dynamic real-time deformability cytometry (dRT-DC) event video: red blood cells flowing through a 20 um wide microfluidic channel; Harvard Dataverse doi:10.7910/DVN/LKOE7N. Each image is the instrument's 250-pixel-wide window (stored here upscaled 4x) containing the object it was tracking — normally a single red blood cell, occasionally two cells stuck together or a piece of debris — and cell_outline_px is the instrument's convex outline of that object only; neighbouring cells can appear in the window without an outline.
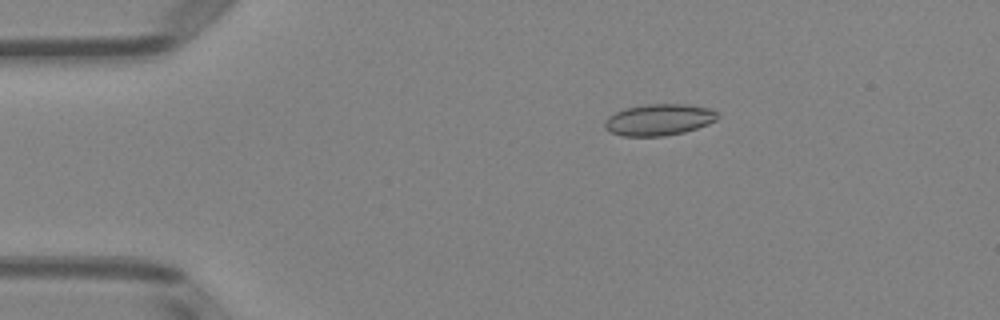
{"species": "Egyptian fruit bat (a non-hibernating species)", "species_latin": "Rousettus aegyptiacus", "temperature_condition": "room temperature", "stored_images_in_passage": 42, "camera_frame_rate_fps": 3000, "um_per_image_px": 0.085, "animal": {"sex": "female"}, "frame": {"image": 1, "passage_image": 1, "time_ms": 0.0, "image_size_px": [1000, 320], "cell_outline_px": [[716, 120], [708, 124], [684, 132], [664, 136], [620, 136], [604, 128], [604, 120], [608, 116], [616, 112], [628, 108], [648, 104], [684, 104], [712, 108], [716, 112]], "centroid_in_image_um": [55.99, 10.18], "position_along_channel_um": 29.0, "area_um2": 20.58}}
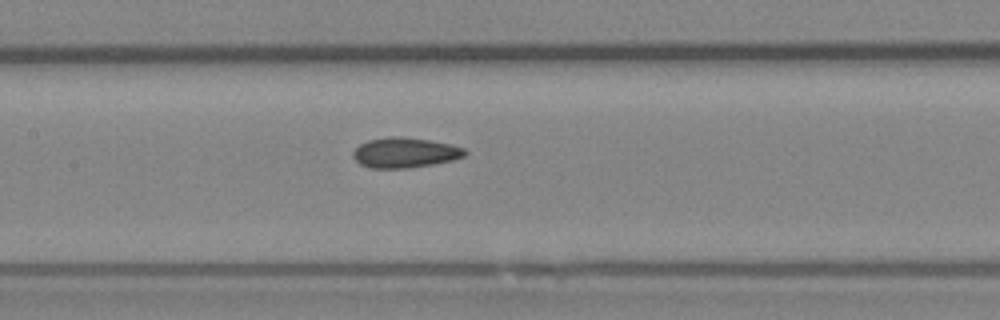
{"frame": {"image": 2, "passage_image": 16, "time_ms": 5.0, "image_size_px": [1000, 320], "cell_outline_px": [[468, 152], [464, 156], [452, 160], [432, 164], [408, 168], [368, 168], [360, 164], [352, 156], [352, 152], [360, 144], [368, 140], [388, 136], [400, 136], [428, 140], [452, 144], [464, 148]], "centroid_in_image_um": [34.4, 12.97], "position_along_channel_um": 173.0, "area_um2": 19.71}}
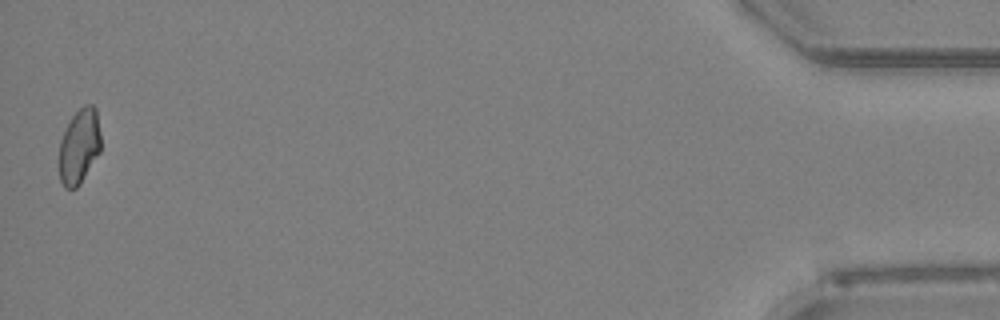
{"frame": {"image": 3, "passage_image": 42, "time_ms": 13.667, "image_size_px": [1000, 320], "cell_outline_px": [[100, 152], [80, 184], [76, 188], [64, 188], [60, 180], [60, 140], [72, 116], [84, 104], [92, 104], [96, 108], [100, 132]], "centroid_in_image_um": [6.75, 12.43], "position_along_channel_um": 428.4, "area_um2": 18.09}, "authors_computed_cell_mechanics": {"area_um2": 19.074, "velocity_mm_per_s": 4.0157, "shape_relaxation_time_tau1_ms": null, "shape_relaxation_time_tau2_ms": 4.1029, "deformation_change_tau1": null, "deformation_change_tau2": 0.0893}}